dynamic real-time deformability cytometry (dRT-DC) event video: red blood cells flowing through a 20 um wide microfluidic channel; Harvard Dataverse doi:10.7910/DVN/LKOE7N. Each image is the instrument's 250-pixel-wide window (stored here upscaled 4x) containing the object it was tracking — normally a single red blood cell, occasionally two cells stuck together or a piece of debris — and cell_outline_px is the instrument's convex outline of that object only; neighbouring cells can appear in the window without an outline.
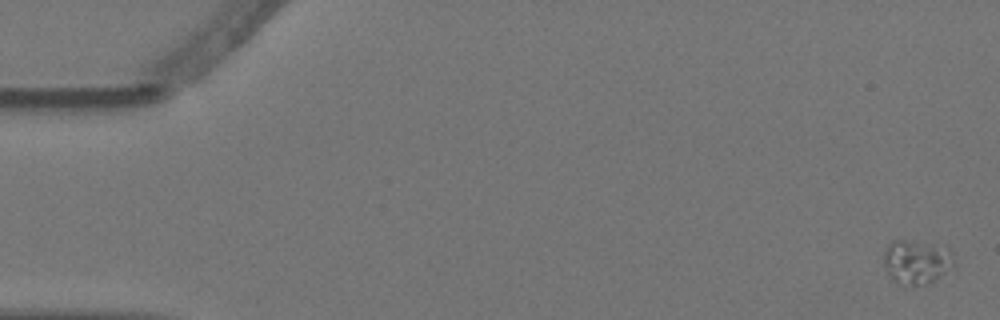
{"species": "Egyptian fruit bat (a non-hibernating species)", "species_latin": "Rousettus aegyptiacus", "temperature_condition": "warm", "stored_images_in_passage": 1, "camera_frame_rate_fps": 3000, "um_per_image_px": 0.085, "animal": {"sex": "female"}, "frame": {"image": 1, "passage_image": 1, "time_ms": 0.0, "image_size_px": [1000, 320], "cell_outline_px": [[956, 268], [924, 284], [896, 284], [888, 276], [884, 268], [884, 252], [888, 244], [892, 240], [908, 240], [932, 244], [948, 248], [956, 264]], "centroid_in_image_um": [77.9, 22.26], "position_along_channel_um": 7.1, "area_um2": 18.21}}